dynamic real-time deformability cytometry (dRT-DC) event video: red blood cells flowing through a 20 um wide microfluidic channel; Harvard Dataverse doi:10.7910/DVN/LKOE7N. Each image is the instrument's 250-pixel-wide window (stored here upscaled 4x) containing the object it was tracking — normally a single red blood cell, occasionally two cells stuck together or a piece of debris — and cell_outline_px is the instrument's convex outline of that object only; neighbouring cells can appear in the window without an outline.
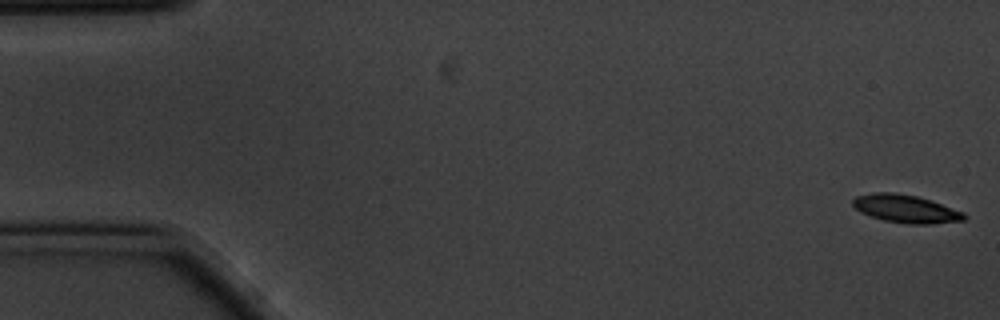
{"species": "common noctule bat (a hibernating species)", "species_latin": "Nyctalus noctula", "temperature_condition": "cold", "stored_images_in_passage": 57, "camera_frame_rate_fps": 3000, "um_per_image_px": 0.085, "animal": {"sex": "male", "body_mass_g": 20.1, "forearm_length_mm": 53.5}, "frame": {"image": 1, "passage_image": 1, "time_ms": 0.0, "image_size_px": [1000, 320], "cell_outline_px": [[968, 216], [964, 220], [932, 224], [908, 224], [884, 220], [860, 212], [852, 204], [852, 200], [856, 196], [872, 192], [896, 192], [916, 196], [964, 212]], "centroid_in_image_um": [76.98, 17.74], "position_along_channel_um": 8.0, "area_um2": 18.03}}
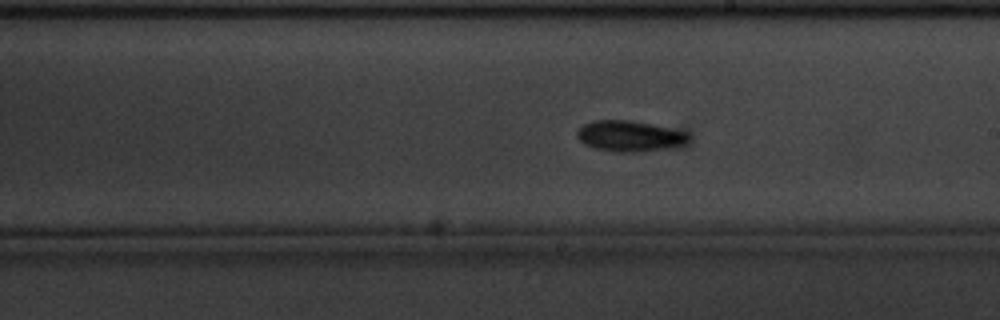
{"frame": {"image": 2, "passage_image": 32, "time_ms": 10.333, "image_size_px": [1000, 320], "cell_outline_px": [[692, 140], [688, 144], [672, 148], [636, 152], [616, 152], [592, 148], [584, 144], [576, 136], [576, 132], [584, 124], [592, 120], [632, 120], [652, 124], [688, 132], [692, 136]], "centroid_in_image_um": [53.59, 11.57], "position_along_channel_um": 235.4, "area_um2": 20.58}}
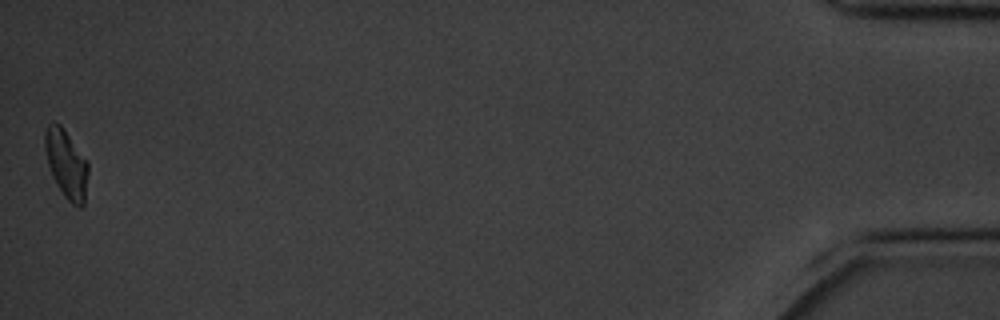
{"frame": {"image": 3, "passage_image": 57, "time_ms": 18.667, "image_size_px": [1000, 320], "cell_outline_px": [[88, 172], [84, 204], [80, 208], [76, 208], [64, 196], [52, 176], [48, 164], [44, 148], [44, 132], [48, 124], [52, 120], [60, 124], [88, 160]], "centroid_in_image_um": [5.63, 13.92], "position_along_channel_um": 429.6, "area_um2": 17.46}, "authors_computed_cell_mechanics": {"area_um2": 18.2648, "velocity_mm_per_s": 3.4675, "shape_relaxation_time_tau1_ms": 2.56, "shape_relaxation_time_tau2_ms": null, "deformation_change_tau1": 0.1207, "deformation_change_tau2": null}}